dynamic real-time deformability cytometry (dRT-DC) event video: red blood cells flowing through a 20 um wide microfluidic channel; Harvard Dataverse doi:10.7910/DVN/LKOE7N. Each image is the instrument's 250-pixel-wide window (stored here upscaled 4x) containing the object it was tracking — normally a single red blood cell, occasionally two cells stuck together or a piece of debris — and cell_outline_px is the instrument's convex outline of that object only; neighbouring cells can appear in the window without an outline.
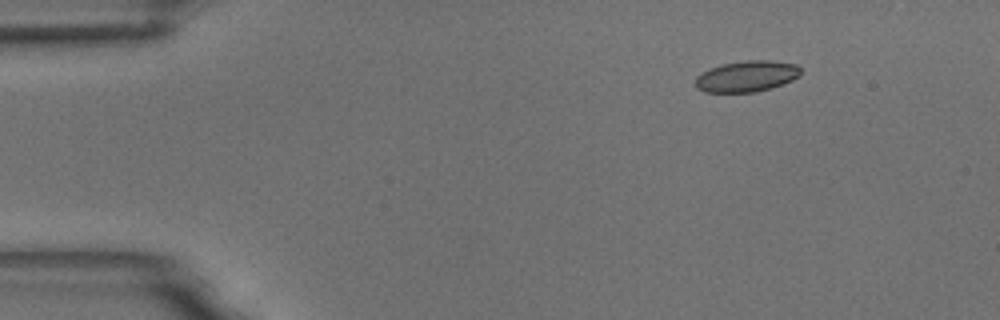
{"species": "common noctule bat (a hibernating species)", "species_latin": "Nyctalus noctula", "temperature_condition": "room temperature", "stored_images_in_passage": 52, "camera_frame_rate_fps": 3000, "um_per_image_px": 0.085, "animal": {"sex": "male", "body_mass_g": 18.8}, "frame": {"image": 1, "passage_image": 1, "time_ms": 0.0, "image_size_px": [1000, 320], "cell_outline_px": [[800, 76], [792, 80], [756, 92], [704, 92], [696, 88], [696, 76], [708, 68], [724, 64], [744, 60], [772, 60], [796, 64], [800, 68]], "centroid_in_image_um": [63.45, 6.47], "position_along_channel_um": 21.6, "area_um2": 19.02}}
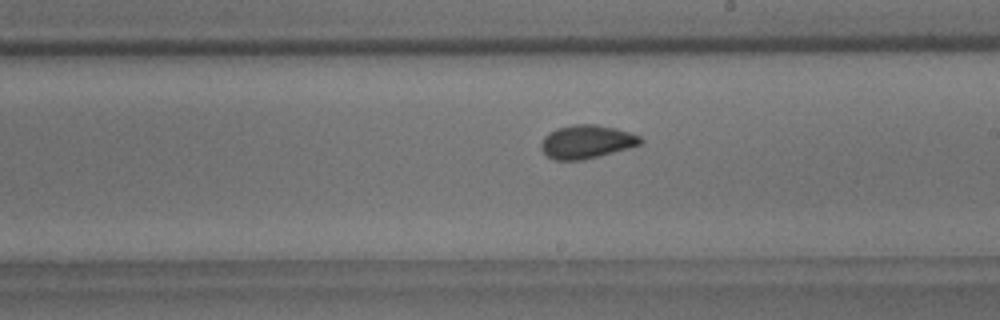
{"frame": {"image": 2, "passage_image": 27, "time_ms": 8.667, "image_size_px": [1000, 320], "cell_outline_px": [[644, 140], [640, 144], [628, 148], [600, 156], [584, 160], [552, 160], [540, 148], [540, 144], [544, 136], [548, 132], [556, 128], [572, 124], [596, 124], [616, 128], [640, 136]], "centroid_in_image_um": [49.83, 12.05], "position_along_channel_um": 239.2, "area_um2": 19.54}}
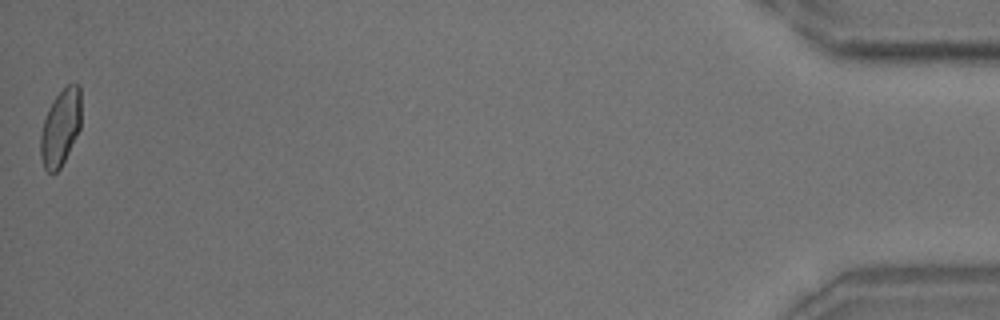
{"frame": {"image": 3, "passage_image": 52, "time_ms": 17.0, "image_size_px": [1000, 320], "cell_outline_px": [[80, 128], [60, 168], [56, 172], [48, 172], [44, 168], [40, 156], [40, 136], [44, 120], [48, 108], [52, 100], [68, 84], [80, 84]], "centroid_in_image_um": [5.13, 10.84], "position_along_channel_um": 430.1, "area_um2": 17.92}, "authors_computed_cell_mechanics": {"area_um2": 18.8428, "velocity_mm_per_s": 3.4252, "shape_relaxation_time_tau1_ms": 6.0717, "shape_relaxation_time_tau2_ms": 1.1978, "deformation_change_tau1": 0.1153, "deformation_change_tau2": 0.0582}}